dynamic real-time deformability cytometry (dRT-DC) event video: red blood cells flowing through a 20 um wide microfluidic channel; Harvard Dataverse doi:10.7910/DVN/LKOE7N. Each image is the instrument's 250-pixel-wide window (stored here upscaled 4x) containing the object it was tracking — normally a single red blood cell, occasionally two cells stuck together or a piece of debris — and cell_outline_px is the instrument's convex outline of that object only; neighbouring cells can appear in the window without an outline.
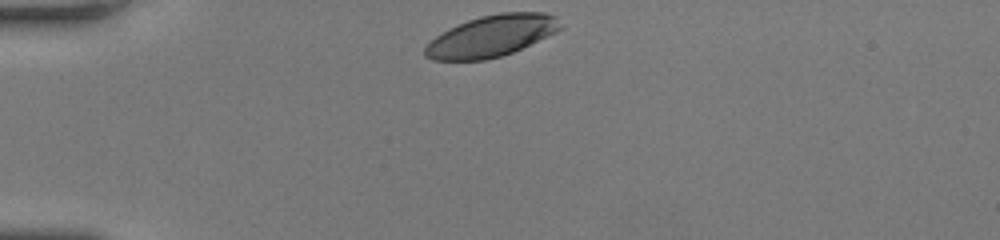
{"species": "human", "species_latin": "Homo sapiens", "temperature_condition": "room temperature", "stored_images_in_passage": 33, "camera_frame_rate_fps": 3000, "um_per_image_px": 0.085, "donor": {"sex": "female"}, "frame": {"image": 1, "passage_image": 1, "time_ms": 0.0, "image_size_px": [1000, 240], "cell_outline_px": [[564, 28], [556, 32], [512, 52], [500, 56], [484, 60], [432, 60], [424, 56], [424, 48], [436, 36], [468, 20], [480, 16], [500, 12], [544, 12], [556, 16]], "centroid_in_image_um": [41.81, 3.05], "position_along_channel_um": 43.2, "area_um2": 32.37}}
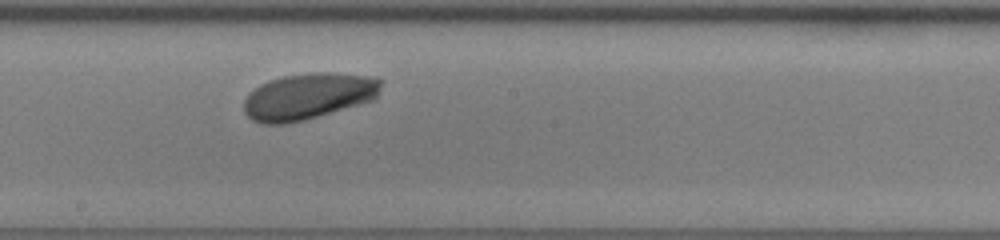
{"frame": {"image": 2, "passage_image": 19, "time_ms": 6.0, "image_size_px": [1000, 240], "cell_outline_px": [[384, 80], [376, 96], [372, 100], [304, 120], [284, 124], [264, 124], [252, 120], [244, 112], [244, 100], [260, 84], [284, 76], [316, 72], [328, 72], [380, 76]], "centroid_in_image_um": [26.25, 8.17], "position_along_channel_um": 221.9, "area_um2": 36.88}}
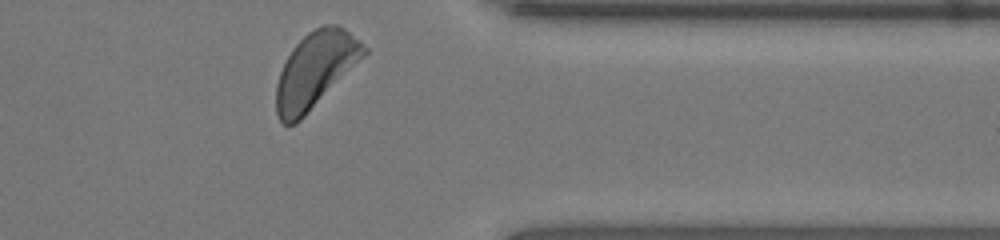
{"frame": {"image": 3, "passage_image": 33, "time_ms": 10.667, "image_size_px": [1000, 240], "cell_outline_px": [[368, 52], [296, 124], [284, 124], [280, 120], [276, 112], [276, 84], [280, 72], [292, 48], [308, 32], [324, 24], [336, 24], [344, 28], [360, 40], [368, 48]], "centroid_in_image_um": [26.8, 5.92], "position_along_channel_um": 384.6, "area_um2": 38.03}, "authors_computed_cell_mechanics": {"area_um2": 36.0672, "velocity_mm_per_s": 3.6296, "shape_relaxation_time_tau1_ms": 1.8627, "shape_relaxation_time_tau2_ms": null, "deformation_change_tau1": 0.1046, "deformation_change_tau2": null}}